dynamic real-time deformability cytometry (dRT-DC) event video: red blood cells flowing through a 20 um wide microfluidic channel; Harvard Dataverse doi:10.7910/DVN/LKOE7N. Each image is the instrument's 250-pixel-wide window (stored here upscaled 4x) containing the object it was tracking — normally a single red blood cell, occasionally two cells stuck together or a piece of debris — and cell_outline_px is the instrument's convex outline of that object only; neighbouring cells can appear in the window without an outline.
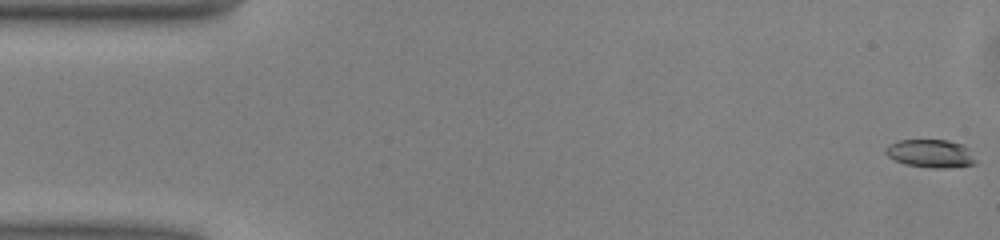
{"species": "common noctule bat (a hibernating species)", "species_latin": "Nyctalus noctula", "temperature_condition": "warm", "stored_images_in_passage": 50, "camera_frame_rate_fps": 3000, "um_per_image_px": 0.085, "animal": {"sex": "male", "body_mass_g": 13.0, "forearm_length_mm": 53.1}, "frame": {"image": 1, "passage_image": 1, "time_ms": 0.0, "image_size_px": [1000, 240], "cell_outline_px": [[976, 164], [948, 168], [932, 168], [904, 164], [888, 156], [884, 152], [884, 148], [888, 144], [900, 140], [948, 140], [964, 144], [968, 148], [976, 160]], "centroid_in_image_um": [79.1, 13.05], "position_along_channel_um": 5.9, "area_um2": 14.91}}
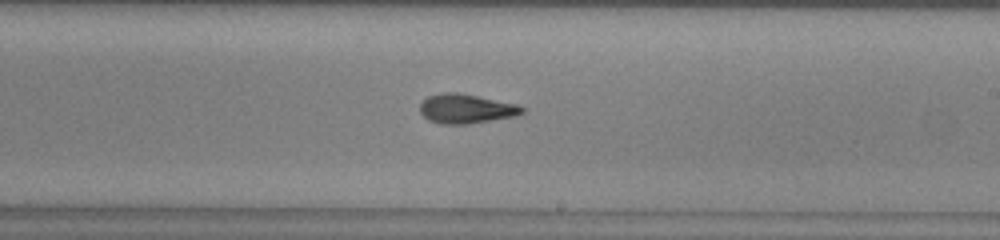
{"frame": {"image": 2, "passage_image": 29, "time_ms": 9.333, "image_size_px": [1000, 240], "cell_outline_px": [[524, 112], [516, 116], [468, 124], [440, 124], [428, 120], [420, 112], [420, 104], [428, 96], [444, 92], [456, 92], [516, 104], [524, 108]], "centroid_in_image_um": [39.59, 9.25], "position_along_channel_um": 249.4, "area_um2": 17.34}}
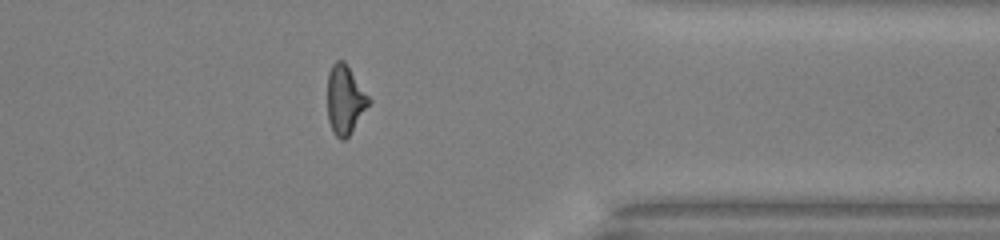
{"frame": {"image": 3, "passage_image": 40, "time_ms": 13.0, "image_size_px": [1000, 240], "cell_outline_px": [[372, 100], [348, 136], [344, 140], [340, 140], [332, 132], [328, 120], [328, 72], [332, 64], [336, 60], [344, 60]], "centroid_in_image_um": [29.32, 8.46], "position_along_channel_um": 382.1, "area_um2": 16.59}, "authors_computed_cell_mechanics": {"area_um2": 16.762, "velocity_mm_per_s": 4.0822, "shape_relaxation_time_tau1_ms": 3.8279, "shape_relaxation_time_tau2_ms": 3.9328, "deformation_change_tau1": 0.163, "deformation_change_tau2": 0.1078}}